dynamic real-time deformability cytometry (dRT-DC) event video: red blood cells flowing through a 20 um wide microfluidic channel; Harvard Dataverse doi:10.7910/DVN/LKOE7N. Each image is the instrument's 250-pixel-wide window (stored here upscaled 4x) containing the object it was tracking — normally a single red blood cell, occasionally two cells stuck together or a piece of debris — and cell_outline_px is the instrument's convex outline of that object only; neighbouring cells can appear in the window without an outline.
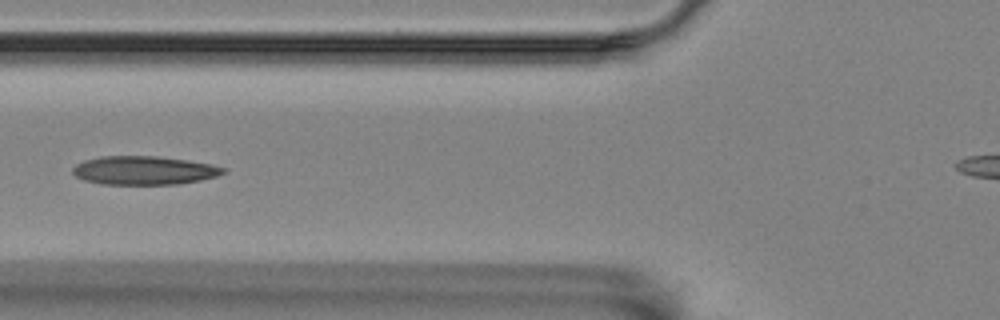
{"species": "Egyptian fruit bat (a non-hibernating species)", "species_latin": "Rousettus aegyptiacus", "temperature_condition": "room temperature", "stored_images_in_passage": 6, "camera_frame_rate_fps": 3000, "um_per_image_px": 0.085, "animal": {"sex": "female"}, "frame": {"image": 1, "passage_image": 6, "time_ms": 1.667, "image_size_px": [1000, 320], "cell_outline_px": [[228, 172], [216, 176], [200, 180], [180, 184], [100, 184], [84, 180], [76, 176], [72, 172], [72, 168], [76, 164], [84, 160], [100, 156], [156, 156], [188, 160], [212, 164], [228, 168]], "centroid_in_image_um": [12.27, 14.48], "position_along_channel_um": 113.5, "area_um2": 25.32}}